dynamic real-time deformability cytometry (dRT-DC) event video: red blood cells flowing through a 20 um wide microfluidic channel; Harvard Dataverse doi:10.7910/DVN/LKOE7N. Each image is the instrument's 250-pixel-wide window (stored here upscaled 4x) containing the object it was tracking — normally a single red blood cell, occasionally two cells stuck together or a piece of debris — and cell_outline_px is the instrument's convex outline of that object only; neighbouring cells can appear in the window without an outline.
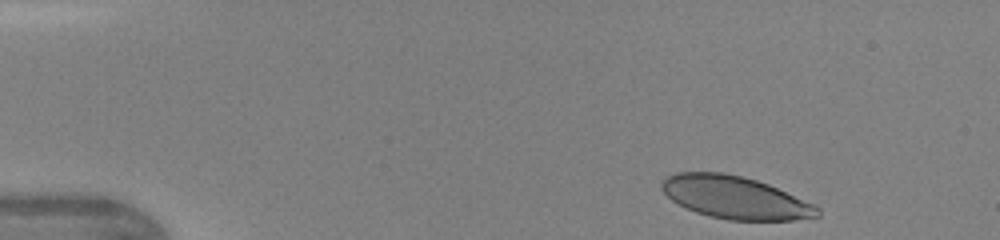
{"species": "human", "species_latin": "Homo sapiens", "temperature_condition": "warm", "stored_images_in_passage": 19, "camera_frame_rate_fps": 3000, "um_per_image_px": 0.085, "donor": {"sex": "female"}, "frame": {"image": 1, "passage_image": 1, "time_ms": 0.0, "image_size_px": [1000, 240], "cell_outline_px": [[820, 216], [792, 220], [728, 220], [708, 216], [696, 212], [672, 200], [660, 188], [660, 184], [668, 176], [676, 172], [720, 172], [740, 176], [756, 180], [768, 184], [816, 204], [820, 208]], "centroid_in_image_um": [62.52, 16.79], "position_along_channel_um": 22.5, "area_um2": 38.55}}
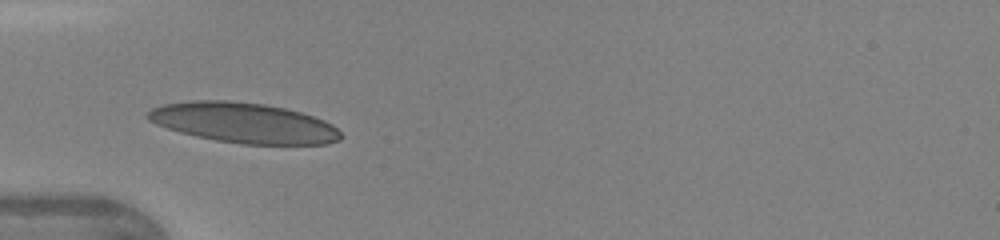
{"frame": {"image": 2, "passage_image": 8, "time_ms": 2.333, "image_size_px": [1000, 240], "cell_outline_px": [[344, 136], [340, 140], [328, 144], [244, 144], [216, 140], [196, 136], [180, 132], [156, 124], [148, 120], [144, 116], [152, 108], [164, 104], [192, 100], [228, 100], [264, 104], [284, 108], [300, 112], [324, 120], [332, 124]], "centroid_in_image_um": [20.72, 10.44], "position_along_channel_um": 64.3, "area_um2": 45.2}}
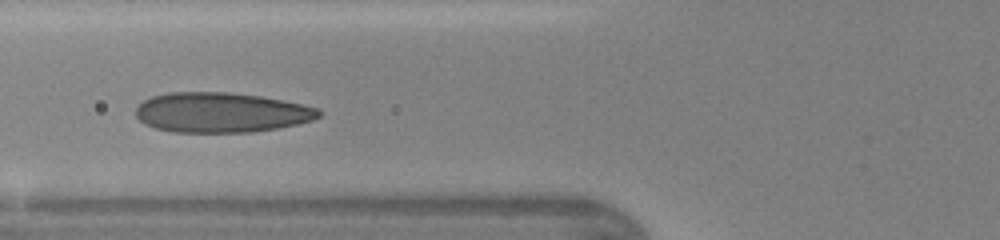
{"frame": {"image": 3, "passage_image": 11, "time_ms": 3.333, "image_size_px": [1000, 240], "cell_outline_px": [[324, 112], [320, 116], [312, 120], [280, 128], [252, 132], [172, 132], [156, 128], [144, 124], [136, 116], [136, 108], [144, 100], [152, 96], [168, 92], [224, 92], [260, 96], [300, 104], [316, 108]], "centroid_in_image_um": [18.78, 9.57], "position_along_channel_um": 107.0, "area_um2": 42.54}}